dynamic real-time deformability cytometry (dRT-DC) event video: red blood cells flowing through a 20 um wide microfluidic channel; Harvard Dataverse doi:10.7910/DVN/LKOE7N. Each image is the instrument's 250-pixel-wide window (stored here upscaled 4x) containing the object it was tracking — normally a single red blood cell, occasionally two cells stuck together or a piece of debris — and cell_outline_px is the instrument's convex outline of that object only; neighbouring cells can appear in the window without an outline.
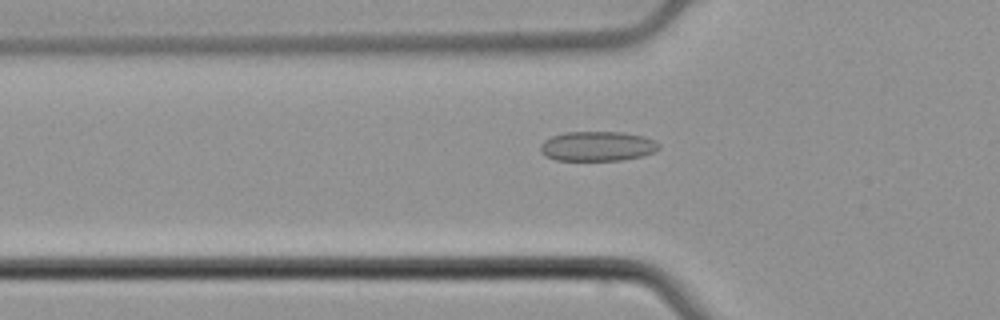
{"species": "common noctule bat (a hibernating species)", "species_latin": "Nyctalus noctula", "temperature_condition": "cold", "stored_images_in_passage": 35, "camera_frame_rate_fps": 3000, "um_per_image_px": 0.085, "animal": {"sex": "male", "body_mass_g": 21.5, "forearm_length_mm": 52.0}, "frame": {"image": 1, "passage_image": 5, "time_ms": 1.333, "image_size_px": [1000, 320], "cell_outline_px": [[660, 148], [644, 156], [620, 160], [556, 160], [544, 156], [540, 152], [540, 144], [544, 140], [552, 136], [564, 132], [620, 132], [644, 136], [660, 144]], "centroid_in_image_um": [50.74, 12.43], "position_along_channel_um": 75.1, "area_um2": 20.58}}
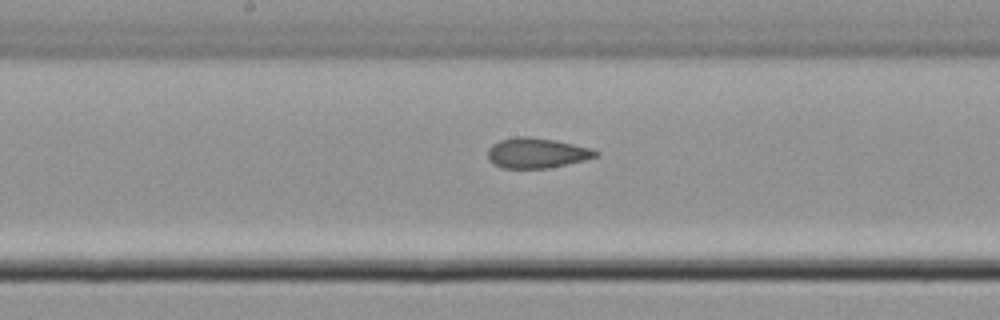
{"frame": {"image": 2, "passage_image": 15, "time_ms": 4.667, "image_size_px": [1000, 320], "cell_outline_px": [[600, 156], [584, 160], [548, 168], [504, 168], [492, 164], [488, 160], [488, 148], [492, 144], [500, 140], [516, 136], [532, 136], [556, 140], [592, 148], [600, 152]], "centroid_in_image_um": [45.63, 12.99], "position_along_channel_um": 202.6, "area_um2": 19.25}}
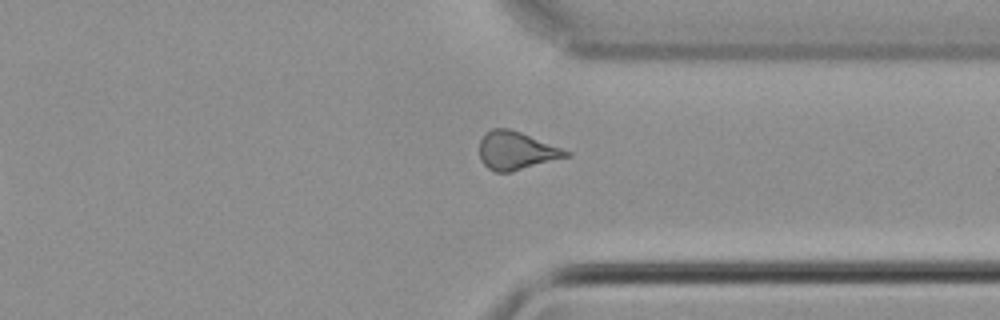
{"frame": {"image": 3, "passage_image": 28, "time_ms": 9.0, "image_size_px": [1000, 320], "cell_outline_px": [[572, 156], [512, 172], [496, 172], [488, 168], [480, 160], [480, 140], [492, 128], [508, 128], [520, 132], [572, 152]], "centroid_in_image_um": [43.91, 12.83], "position_along_channel_um": 367.5, "area_um2": 19.25}}